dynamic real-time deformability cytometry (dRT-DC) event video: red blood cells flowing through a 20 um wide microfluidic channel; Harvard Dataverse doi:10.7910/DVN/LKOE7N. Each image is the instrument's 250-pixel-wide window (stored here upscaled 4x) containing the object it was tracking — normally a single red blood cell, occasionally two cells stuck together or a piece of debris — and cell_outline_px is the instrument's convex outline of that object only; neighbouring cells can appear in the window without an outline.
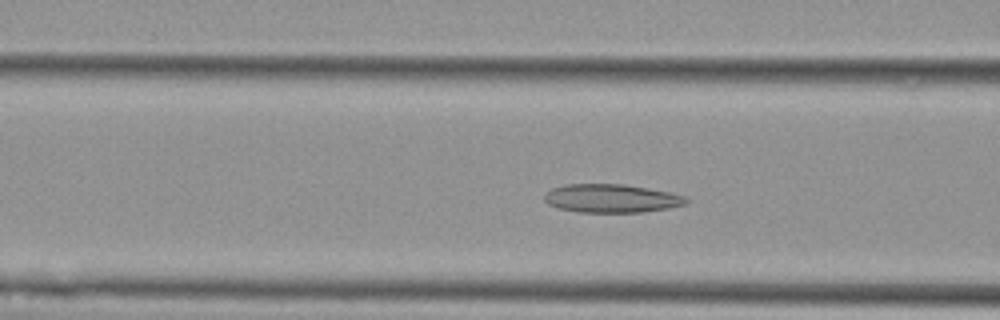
{"species": "Egyptian fruit bat (a non-hibernating species)", "species_latin": "Rousettus aegyptiacus", "temperature_condition": "cold", "stored_images_in_passage": 39, "camera_frame_rate_fps": 3000, "um_per_image_px": 0.085, "animal": {"sex": "female"}, "frame": {"image": 1, "passage_image": 9, "time_ms": 2.667, "image_size_px": [1000, 320], "cell_outline_px": [[688, 204], [668, 208], [644, 212], [576, 212], [556, 208], [548, 204], [544, 200], [544, 196], [552, 188], [564, 184], [624, 184], [648, 188], [668, 192], [684, 196], [688, 200]], "centroid_in_image_um": [51.95, 16.87], "position_along_channel_um": 114.7, "area_um2": 23.58}}
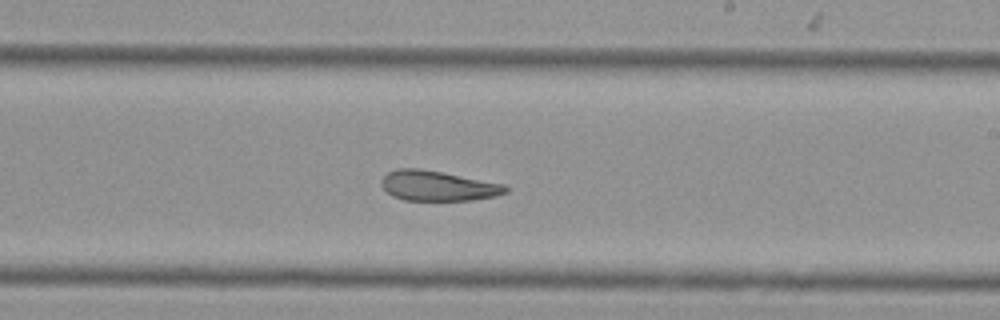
{"frame": {"image": 2, "passage_image": 20, "time_ms": 6.333, "image_size_px": [1000, 320], "cell_outline_px": [[508, 192], [496, 196], [472, 200], [404, 200], [392, 196], [380, 184], [380, 180], [388, 172], [396, 168], [420, 168], [504, 184], [508, 188]], "centroid_in_image_um": [37.19, 15.79], "position_along_channel_um": 251.8, "area_um2": 21.73}}
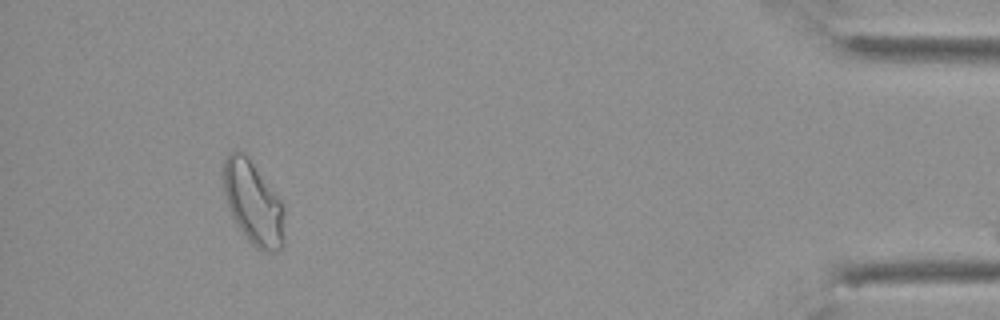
{"frame": {"image": 3, "passage_image": 38, "time_ms": 12.333, "image_size_px": [1000, 320], "cell_outline_px": [[284, 244], [276, 252], [260, 252], [248, 240], [232, 216], [228, 208], [220, 176], [224, 160], [228, 152], [232, 148], [244, 152], [248, 156], [280, 200], [284, 208]], "centroid_in_image_um": [21.48, 17.22], "position_along_channel_um": 413.7, "area_um2": 30.17}}